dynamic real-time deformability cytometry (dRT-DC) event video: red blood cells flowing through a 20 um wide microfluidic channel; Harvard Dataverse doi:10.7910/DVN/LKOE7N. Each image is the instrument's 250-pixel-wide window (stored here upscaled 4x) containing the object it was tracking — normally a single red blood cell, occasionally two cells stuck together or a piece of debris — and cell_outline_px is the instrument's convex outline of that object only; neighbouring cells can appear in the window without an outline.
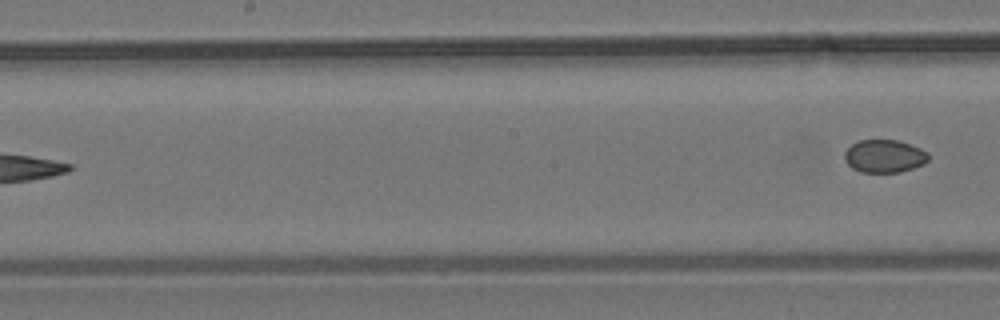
{"species": "common noctule bat (a hibernating species)", "species_latin": "Nyctalus noctula", "temperature_condition": "room temperature", "stored_images_in_passage": 6, "segment_of_instrument_passage": [2, 2], "camera_frame_rate_fps": 3000, "um_per_image_px": 0.085, "animal": {"sex": "male", "body_mass_g": 19.2, "forearm_length_mm": 51.8}, "frame": {"image": 1, "passage_image": 6, "time_ms": 6.0, "image_size_px": [1000, 320], "cell_outline_px": [[928, 160], [924, 164], [900, 172], [860, 172], [852, 168], [844, 160], [844, 152], [852, 144], [860, 140], [896, 140], [920, 148], [928, 152]], "centroid_in_image_um": [75.15, 13.28], "position_along_channel_um": 173.0, "area_um2": 16.01}}